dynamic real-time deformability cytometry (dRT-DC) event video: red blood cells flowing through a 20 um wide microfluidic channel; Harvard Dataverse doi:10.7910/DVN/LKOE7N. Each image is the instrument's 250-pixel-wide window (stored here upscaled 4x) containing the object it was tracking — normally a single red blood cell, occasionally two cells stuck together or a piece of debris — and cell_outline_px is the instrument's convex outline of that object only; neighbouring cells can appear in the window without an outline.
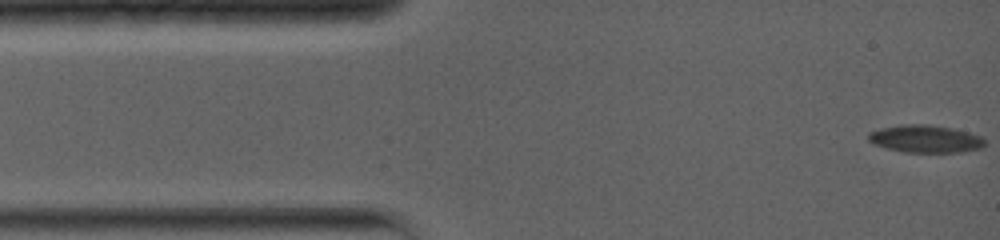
{"species": "common noctule bat (a hibernating species)", "species_latin": "Nyctalus noctula", "temperature_condition": "warm", "stored_images_in_passage": 8, "camera_frame_rate_fps": 5000, "um_per_image_px": 0.085, "animal": {"sex": "female", "body_mass_g": 19.0, "forearm_length_mm": 56.7}, "frame": {"image": 1, "passage_image": 1, "time_ms": 0.0, "image_size_px": [1000, 240], "cell_outline_px": [[984, 144], [980, 148], [956, 152], [908, 152], [888, 148], [876, 144], [868, 140], [868, 132], [880, 128], [900, 124], [928, 124], [952, 128], [968, 132], [980, 136], [984, 140]], "centroid_in_image_um": [78.63, 11.78], "position_along_channel_um": 6.4, "area_um2": 18.44}}
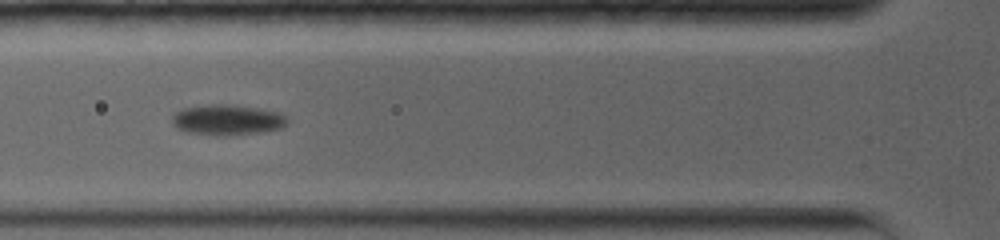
{"frame": {"image": 2, "passage_image": 6, "time_ms": 5.0, "image_size_px": [1000, 240], "cell_outline_px": [[288, 120], [280, 128], [260, 132], [220, 136], [216, 136], [188, 132], [176, 128], [172, 124], [172, 116], [180, 108], [204, 104], [228, 104], [256, 108], [280, 112]], "centroid_in_image_um": [19.24, 10.18], "position_along_channel_um": 106.6, "area_um2": 20.52}}
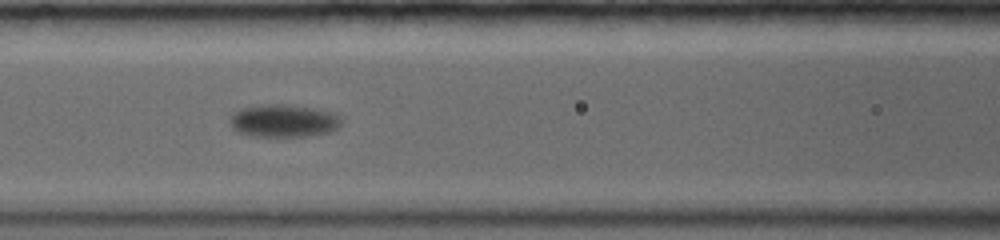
{"frame": {"image": 3, "passage_image": 7, "time_ms": 6.0, "image_size_px": [1000, 240], "cell_outline_px": [[340, 124], [336, 128], [328, 132], [308, 136], [252, 136], [236, 132], [232, 128], [232, 112], [240, 108], [252, 104], [292, 104], [316, 108], [332, 112], [340, 116]], "centroid_in_image_um": [24.07, 10.24], "position_along_channel_um": 142.5, "area_um2": 21.5}}